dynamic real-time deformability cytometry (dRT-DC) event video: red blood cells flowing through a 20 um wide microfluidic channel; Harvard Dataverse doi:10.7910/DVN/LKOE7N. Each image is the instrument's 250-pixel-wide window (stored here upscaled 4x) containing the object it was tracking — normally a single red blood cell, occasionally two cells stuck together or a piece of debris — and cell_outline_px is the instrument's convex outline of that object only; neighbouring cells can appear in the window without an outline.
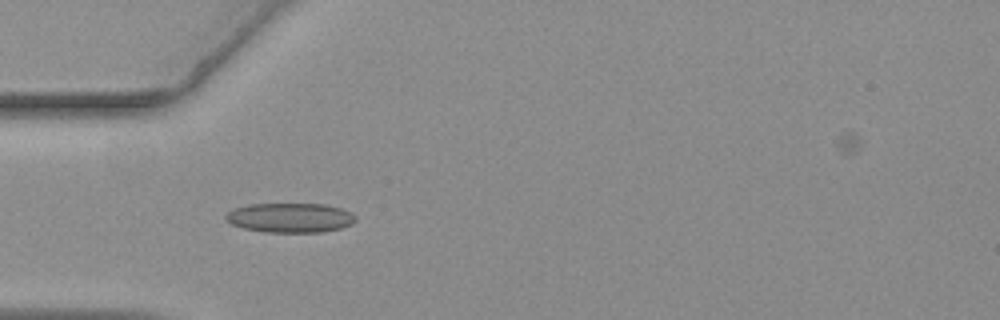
{"species": "common noctule bat (a hibernating species)", "species_latin": "Nyctalus noctula", "temperature_condition": "warm", "stored_images_in_passage": 29, "camera_frame_rate_fps": 3000, "um_per_image_px": 0.085, "animal": {"sex": "female", "body_mass_g": 19.3, "forearm_length_mm": 54.1}, "frame": {"image": 1, "passage_image": 6, "time_ms": 1.667, "image_size_px": [1000, 320], "cell_outline_px": [[356, 220], [352, 224], [340, 228], [320, 232], [264, 232], [244, 228], [232, 224], [224, 220], [224, 216], [232, 208], [252, 204], [324, 204], [340, 208], [352, 212], [356, 216]], "centroid_in_image_um": [24.65, 18.5], "position_along_channel_um": 60.4, "area_um2": 22.43}}
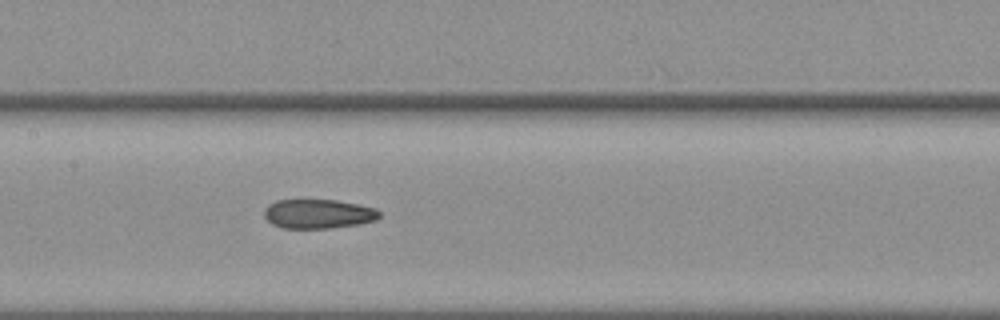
{"frame": {"image": 2, "passage_image": 16, "time_ms": 5.0, "image_size_px": [1000, 320], "cell_outline_px": [[380, 216], [376, 220], [360, 224], [332, 228], [280, 228], [272, 224], [264, 216], [264, 208], [268, 204], [276, 200], [336, 200], [360, 204], [376, 208], [380, 212]], "centroid_in_image_um": [27.06, 18.18], "position_along_channel_um": 180.3, "area_um2": 19.88}}
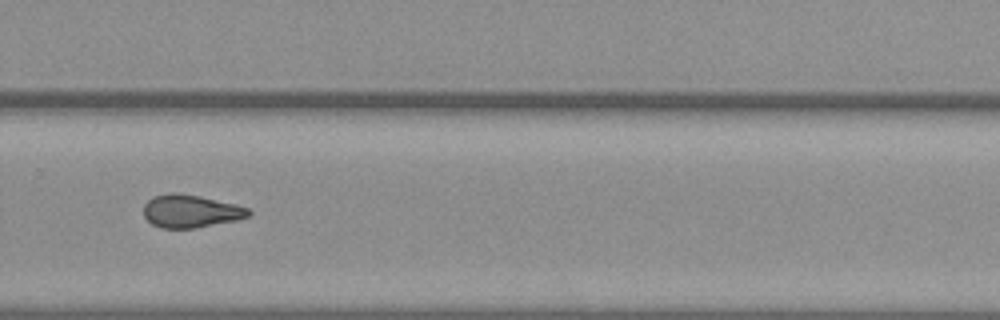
{"frame": {"image": 3, "passage_image": 27, "time_ms": 8.667, "image_size_px": [1000, 320], "cell_outline_px": [[252, 212], [248, 216], [236, 220], [196, 228], [160, 228], [152, 224], [144, 216], [144, 204], [152, 196], [168, 192], [176, 192], [200, 196], [236, 204], [248, 208]], "centroid_in_image_um": [16.19, 17.94], "position_along_channel_um": 313.6, "area_um2": 20.23}}